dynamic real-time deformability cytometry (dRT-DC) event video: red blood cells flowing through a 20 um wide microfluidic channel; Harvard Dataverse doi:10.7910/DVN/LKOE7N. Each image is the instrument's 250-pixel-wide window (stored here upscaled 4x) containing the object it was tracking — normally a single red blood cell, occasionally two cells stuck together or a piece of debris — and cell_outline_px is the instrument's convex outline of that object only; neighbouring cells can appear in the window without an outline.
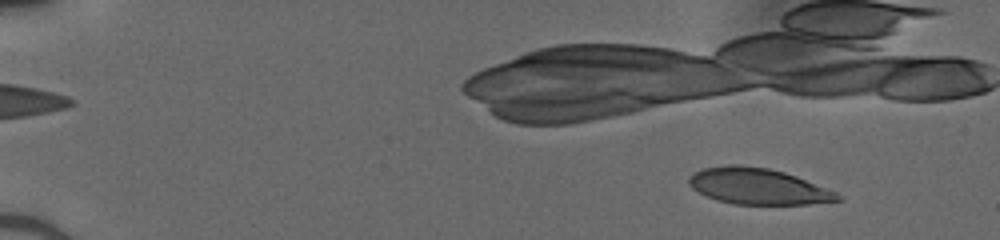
{"species": "human", "species_latin": "Homo sapiens", "temperature_condition": "cold", "stored_images_in_passage": 40, "camera_frame_rate_fps": 3000, "um_per_image_px": 0.085, "donor": {"sex": "male"}, "frame": {"image": 1, "passage_image": 4, "time_ms": 1.0, "image_size_px": [1000, 240], "cell_outline_px": [[844, 200], [808, 204], [736, 204], [716, 200], [692, 188], [688, 184], [688, 176], [692, 172], [704, 168], [728, 164], [740, 164], [768, 168], [784, 172], [796, 176], [836, 192]], "centroid_in_image_um": [64.4, 15.82], "position_along_channel_um": 20.6, "area_um2": 31.27}}
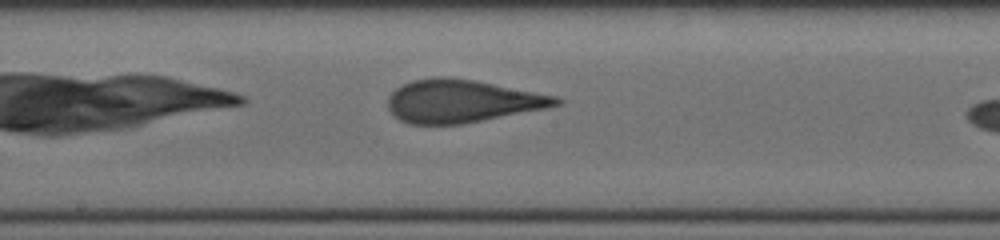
{"frame": {"image": 2, "passage_image": 24, "time_ms": 7.667, "image_size_px": [1000, 240], "cell_outline_px": [[564, 100], [560, 104], [544, 108], [460, 124], [408, 124], [400, 120], [388, 108], [388, 96], [396, 88], [412, 80], [440, 76], [444, 76], [472, 80], [556, 96]], "centroid_in_image_um": [39.21, 8.59], "position_along_channel_um": 209.0, "area_um2": 41.27}}
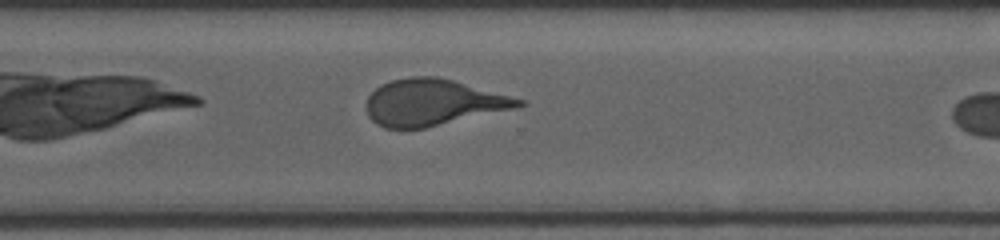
{"frame": {"image": 3, "passage_image": 33, "time_ms": 10.667, "image_size_px": [1000, 240], "cell_outline_px": [[528, 104], [516, 108], [424, 128], [384, 128], [372, 120], [368, 116], [368, 96], [380, 84], [392, 80], [412, 76], [436, 76], [452, 80], [524, 100]], "centroid_in_image_um": [36.79, 8.7], "position_along_channel_um": 333.8, "area_um2": 40.63}}